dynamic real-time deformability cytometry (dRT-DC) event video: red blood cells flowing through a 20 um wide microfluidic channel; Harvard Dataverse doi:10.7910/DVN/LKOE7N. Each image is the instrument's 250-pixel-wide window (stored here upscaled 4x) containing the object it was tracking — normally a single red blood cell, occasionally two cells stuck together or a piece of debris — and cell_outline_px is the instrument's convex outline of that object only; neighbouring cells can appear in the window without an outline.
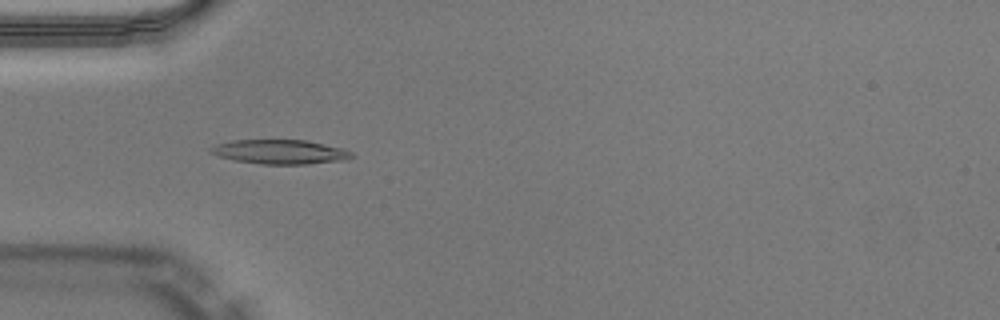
{"species": "Egyptian fruit bat (a non-hibernating species)", "species_latin": "Rousettus aegyptiacus", "temperature_condition": "warm", "stored_images_in_passage": 50, "camera_frame_rate_fps": 3000, "um_per_image_px": 0.085, "animal": {"sex": "male"}, "frame": {"image": 1, "passage_image": 16, "time_ms": 5.0, "image_size_px": [1000, 320], "cell_outline_px": [[356, 156], [348, 160], [308, 164], [264, 164], [236, 160], [220, 156], [208, 152], [208, 148], [216, 144], [232, 140], [308, 140], [344, 148], [352, 152]], "centroid_in_image_um": [23.87, 12.9], "position_along_channel_um": 61.1, "area_um2": 20.17}}
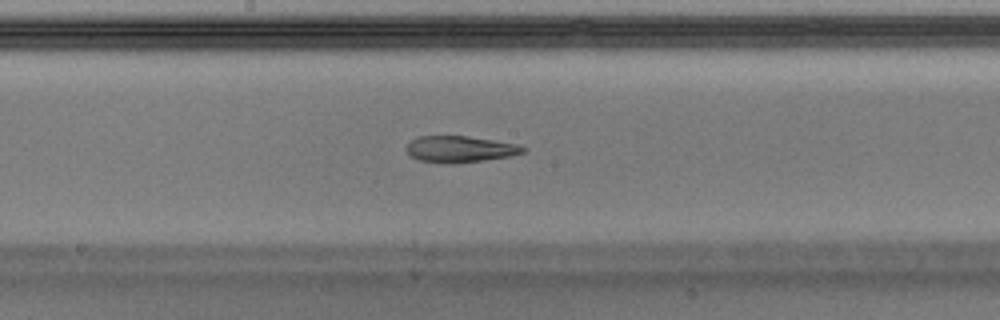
{"frame": {"image": 2, "passage_image": 27, "time_ms": 8.667, "image_size_px": [1000, 320], "cell_outline_px": [[528, 148], [524, 152], [512, 156], [484, 160], [452, 164], [448, 164], [420, 160], [412, 156], [404, 148], [416, 136], [468, 136], [516, 144]], "centroid_in_image_um": [39.1, 12.68], "position_along_channel_um": 209.1, "area_um2": 17.92}}
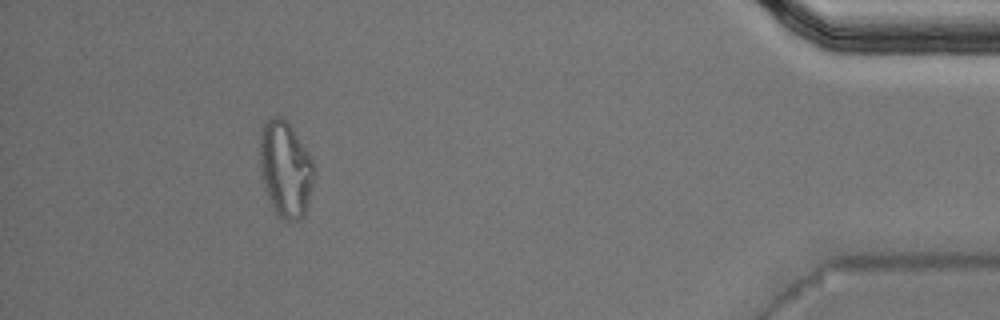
{"frame": {"image": 3, "passage_image": 46, "time_ms": 15.0, "image_size_px": [1000, 320], "cell_outline_px": [[316, 172], [304, 216], [300, 220], [284, 220], [276, 212], [268, 192], [264, 180], [260, 160], [260, 136], [264, 124], [268, 120], [276, 116], [284, 120], [292, 128], [312, 160], [316, 168]], "centroid_in_image_um": [24.31, 14.38], "position_along_channel_um": 410.9, "area_um2": 29.36}, "authors_computed_cell_mechanics": {"area_um2": 18.9873, "velocity_mm_per_s": 4.0698, "shape_relaxation_time_tau1_ms": null, "shape_relaxation_time_tau2_ms": 5.3434, "deformation_change_tau1": null, "deformation_change_tau2": 0.1604}}